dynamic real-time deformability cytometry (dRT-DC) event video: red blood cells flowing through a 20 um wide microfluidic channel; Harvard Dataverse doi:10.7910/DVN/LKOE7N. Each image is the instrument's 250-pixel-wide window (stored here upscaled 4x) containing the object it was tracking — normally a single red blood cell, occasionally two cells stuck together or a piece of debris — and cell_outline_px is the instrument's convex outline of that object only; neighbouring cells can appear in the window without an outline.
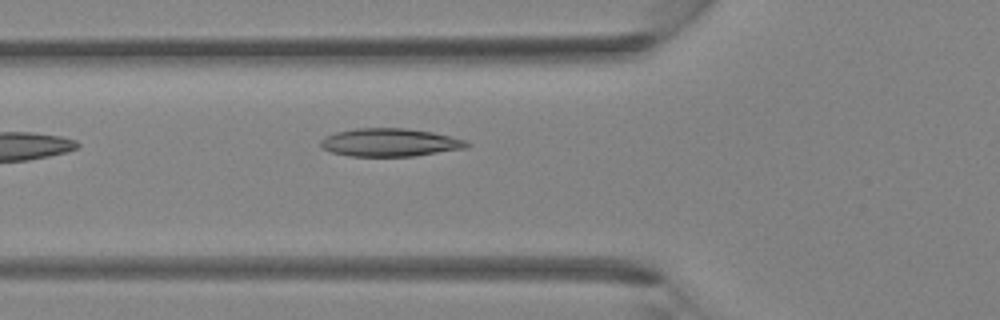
{"species": "Egyptian fruit bat (a non-hibernating species)", "species_latin": "Rousettus aegyptiacus", "temperature_condition": "room temperature", "stored_images_in_passage": 3, "camera_frame_rate_fps": 3000, "um_per_image_px": 0.085, "animal": {"sex": "female"}, "frame": {"image": 1, "passage_image": 3, "time_ms": 0.667, "image_size_px": [1000, 320], "cell_outline_px": [[472, 144], [468, 148], [416, 156], [348, 156], [332, 152], [324, 148], [320, 144], [320, 140], [336, 132], [356, 128], [404, 128], [432, 132], [468, 140]], "centroid_in_image_um": [33.22, 12.11], "position_along_channel_um": 92.6, "area_um2": 23.99}}